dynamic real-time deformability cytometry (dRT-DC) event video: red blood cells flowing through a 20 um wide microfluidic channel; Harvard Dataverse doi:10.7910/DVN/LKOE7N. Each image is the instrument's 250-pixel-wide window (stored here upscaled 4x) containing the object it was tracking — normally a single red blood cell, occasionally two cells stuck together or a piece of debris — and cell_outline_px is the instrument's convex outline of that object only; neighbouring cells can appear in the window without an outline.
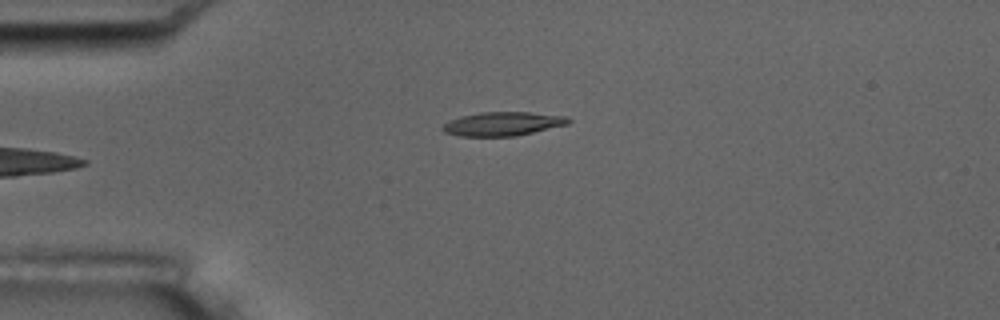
{"species": "common noctule bat (a hibernating species)", "species_latin": "Nyctalus noctula", "temperature_condition": "room temperature", "stored_images_in_passage": 5, "camera_frame_rate_fps": 3000, "um_per_image_px": 0.085, "animal": {"sex": "male", "body_mass_g": 17.5, "forearm_length_mm": 52.3}, "frame": {"image": 1, "passage_image": 5, "time_ms": 5.333, "image_size_px": [1000, 320], "cell_outline_px": [[572, 120], [568, 124], [532, 132], [512, 136], [460, 136], [444, 132], [440, 128], [448, 120], [460, 116], [480, 112], [528, 112], [568, 116]], "centroid_in_image_um": [42.71, 10.51], "position_along_channel_um": 42.3, "area_um2": 17.46}}